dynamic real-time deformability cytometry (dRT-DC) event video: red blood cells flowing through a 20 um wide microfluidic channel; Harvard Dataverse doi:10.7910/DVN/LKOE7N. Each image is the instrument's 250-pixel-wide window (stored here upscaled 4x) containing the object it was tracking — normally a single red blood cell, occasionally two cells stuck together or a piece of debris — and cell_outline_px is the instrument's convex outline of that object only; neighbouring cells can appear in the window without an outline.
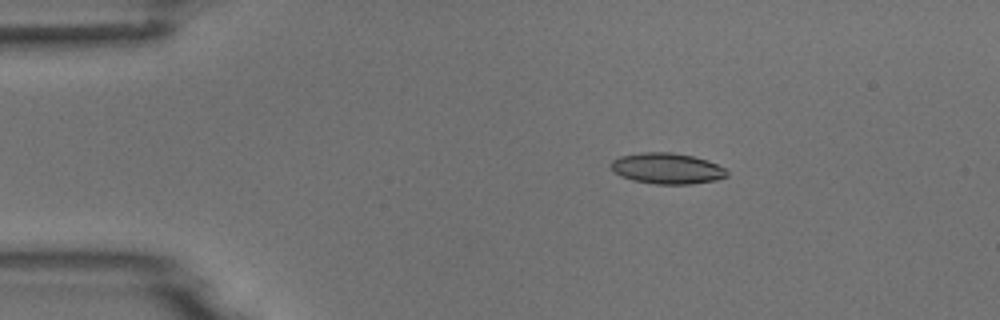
{"species": "common noctule bat (a hibernating species)", "species_latin": "Nyctalus noctula", "temperature_condition": "room temperature", "stored_images_in_passage": 4, "camera_frame_rate_fps": 3000, "um_per_image_px": 0.085, "animal": {"sex": "male", "body_mass_g": 18.8}, "frame": {"image": 1, "passage_image": 3, "time_ms": 2.0, "image_size_px": [1000, 320], "cell_outline_px": [[728, 176], [716, 180], [692, 184], [656, 184], [632, 180], [620, 176], [612, 168], [612, 160], [620, 156], [640, 152], [672, 152], [692, 156], [708, 160], [724, 168], [728, 172]], "centroid_in_image_um": [56.71, 14.32], "position_along_channel_um": 28.3, "area_um2": 20.87}}